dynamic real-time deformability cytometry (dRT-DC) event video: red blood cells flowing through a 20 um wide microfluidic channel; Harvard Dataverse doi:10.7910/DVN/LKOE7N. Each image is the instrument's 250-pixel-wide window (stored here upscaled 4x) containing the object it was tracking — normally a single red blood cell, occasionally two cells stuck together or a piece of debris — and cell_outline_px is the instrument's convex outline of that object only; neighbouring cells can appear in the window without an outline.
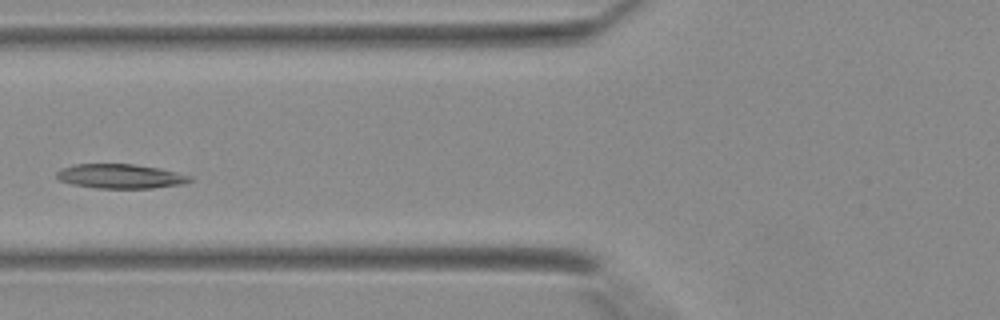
{"species": "Egyptian fruit bat (a non-hibernating species)", "species_latin": "Rousettus aegyptiacus", "temperature_condition": "warm", "stored_images_in_passage": 23, "camera_frame_rate_fps": 3000, "um_per_image_px": 0.085, "animal": {"sex": "female"}, "frame": {"image": 1, "passage_image": 6, "time_ms": 1.667, "image_size_px": [1000, 320], "cell_outline_px": [[196, 180], [184, 184], [152, 188], [96, 188], [72, 184], [60, 180], [56, 176], [56, 172], [60, 168], [72, 164], [132, 164], [160, 168], [192, 176]], "centroid_in_image_um": [10.26, 14.98], "position_along_channel_um": 115.5, "area_um2": 19.13}}
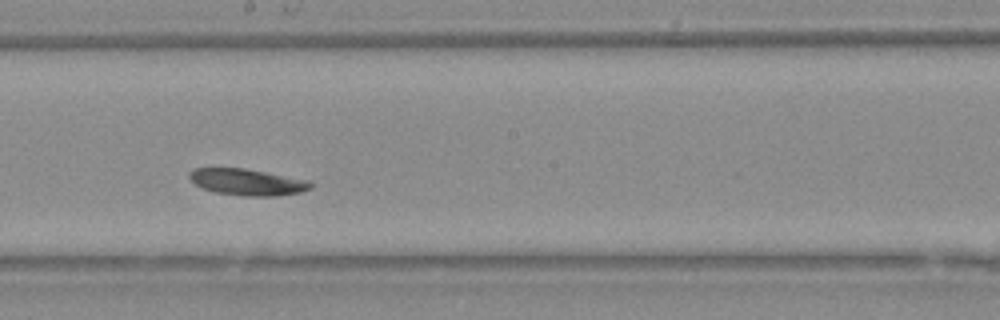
{"frame": {"image": 2, "passage_image": 13, "time_ms": 4.0, "image_size_px": [1000, 320], "cell_outline_px": [[312, 188], [300, 192], [276, 196], [244, 196], [216, 192], [200, 188], [188, 176], [188, 172], [196, 168], [244, 168], [308, 180], [312, 184]], "centroid_in_image_um": [21.0, 15.48], "position_along_channel_um": 227.2, "area_um2": 18.61}}
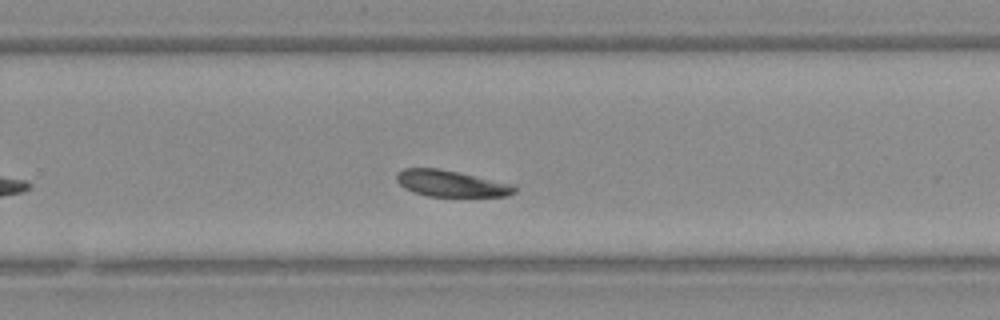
{"frame": {"image": 3, "passage_image": 17, "time_ms": 5.333, "image_size_px": [1000, 320], "cell_outline_px": [[516, 192], [508, 196], [428, 196], [412, 192], [404, 188], [396, 180], [396, 172], [404, 168], [436, 168], [516, 184]], "centroid_in_image_um": [38.34, 15.6], "position_along_channel_um": 291.5, "area_um2": 18.15}}